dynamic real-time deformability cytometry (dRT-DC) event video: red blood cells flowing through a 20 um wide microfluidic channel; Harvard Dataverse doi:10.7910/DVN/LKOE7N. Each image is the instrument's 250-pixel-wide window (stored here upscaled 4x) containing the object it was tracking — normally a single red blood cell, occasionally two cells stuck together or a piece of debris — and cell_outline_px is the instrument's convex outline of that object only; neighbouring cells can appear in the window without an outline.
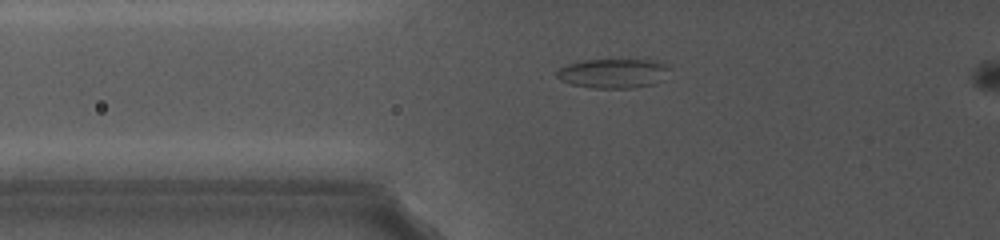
{"species": "common noctule bat (a hibernating species)", "species_latin": "Nyctalus noctula", "temperature_condition": "cold", "stored_images_in_passage": 49, "camera_frame_rate_fps": 5000, "um_per_image_px": 0.085, "animal": {"sex": "female", "body_mass_g": 19.0, "forearm_length_mm": 56.7}, "frame": {"image": 1, "passage_image": 6, "time_ms": 1.4, "image_size_px": [1000, 240], "cell_outline_px": [[672, 64], [652, 84], [628, 88], [596, 88], [572, 84], [560, 80], [556, 76], [556, 72], [560, 68], [568, 64], [584, 60], [656, 60]], "centroid_in_image_um": [52.06, 6.22], "position_along_channel_um": 73.7, "area_um2": 18.84}}
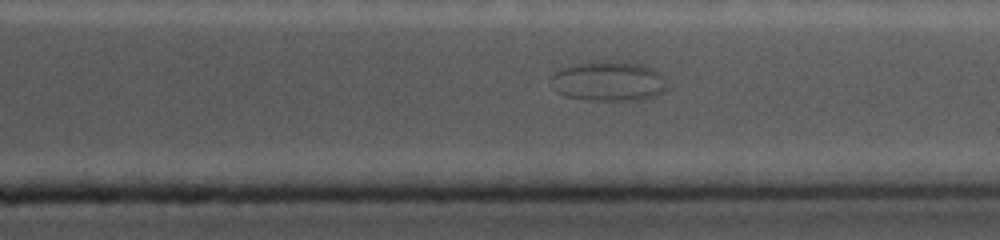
{"frame": {"image": 2, "passage_image": 40, "time_ms": 10.4, "image_size_px": [1000, 240], "cell_outline_px": [[668, 84], [664, 92], [652, 96], [636, 100], [596, 100], [568, 96], [560, 92], [552, 76], [560, 68], [572, 64], [596, 60], [600, 60], [640, 64], [652, 68], [660, 72], [664, 76]], "centroid_in_image_um": [51.81, 6.87], "position_along_channel_um": 359.6, "area_um2": 26.53}}
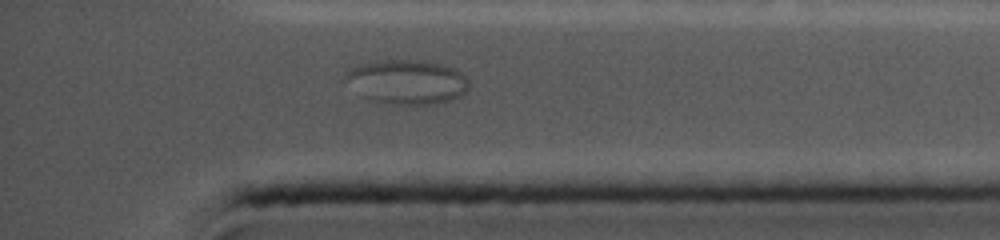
{"frame": {"image": 3, "passage_image": 45, "time_ms": 11.6, "image_size_px": [1000, 240], "cell_outline_px": [[468, 88], [460, 96], [452, 100], [432, 104], [400, 104], [376, 100], [364, 96], [344, 76], [352, 68], [364, 64], [384, 60], [424, 60], [456, 68], [468, 80]], "centroid_in_image_um": [34.7, 6.94], "position_along_channel_um": 400.5, "area_um2": 30.98}}